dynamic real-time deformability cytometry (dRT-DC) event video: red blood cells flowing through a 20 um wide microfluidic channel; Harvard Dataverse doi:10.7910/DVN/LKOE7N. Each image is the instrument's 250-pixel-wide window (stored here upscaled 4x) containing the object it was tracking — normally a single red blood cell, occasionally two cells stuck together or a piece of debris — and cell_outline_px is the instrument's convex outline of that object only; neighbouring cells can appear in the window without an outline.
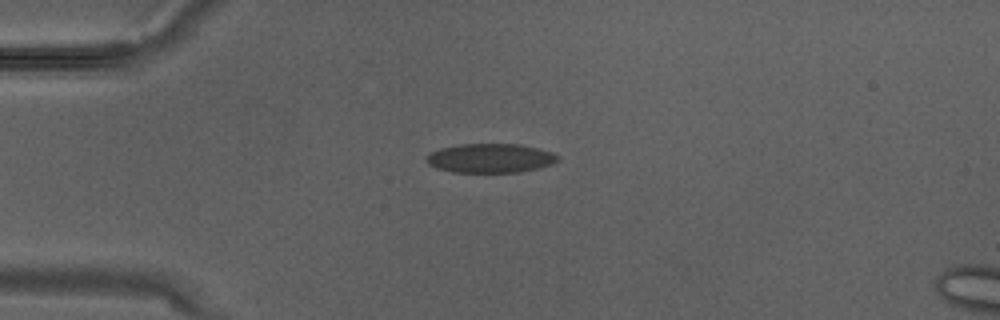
{"species": "Egyptian fruit bat (a non-hibernating species)", "species_latin": "Rousettus aegyptiacus", "temperature_condition": "warm", "stored_images_in_passage": 3, "camera_frame_rate_fps": 3000, "um_per_image_px": 0.085, "animal": {"sex": "male"}, "frame": {"image": 1, "passage_image": 3, "time_ms": 0.667, "image_size_px": [1000, 320], "cell_outline_px": [[560, 160], [552, 164], [536, 168], [516, 172], [452, 172], [436, 168], [428, 164], [424, 160], [424, 156], [440, 148], [460, 144], [520, 144], [552, 152], [560, 156]], "centroid_in_image_um": [41.65, 13.44], "position_along_channel_um": 43.4, "area_um2": 22.37}}